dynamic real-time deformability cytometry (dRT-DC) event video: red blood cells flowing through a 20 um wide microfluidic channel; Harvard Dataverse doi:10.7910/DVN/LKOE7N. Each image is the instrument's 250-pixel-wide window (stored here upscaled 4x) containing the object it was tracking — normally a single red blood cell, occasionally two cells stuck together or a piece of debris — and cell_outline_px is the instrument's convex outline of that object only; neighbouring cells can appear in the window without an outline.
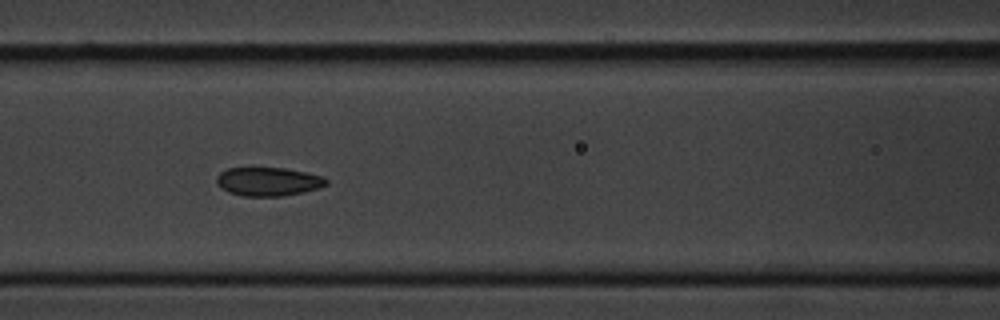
{"species": "common noctule bat (a hibernating species)", "species_latin": "Nyctalus noctula", "temperature_condition": "cold", "stored_images_in_passage": 11, "camera_frame_rate_fps": 3000, "um_per_image_px": 0.085, "animal": {"sex": "male", "body_mass_g": 20.1, "forearm_length_mm": 53.5}, "frame": {"image": 1, "passage_image": 7, "time_ms": 7.667, "image_size_px": [1000, 320], "cell_outline_px": [[328, 184], [304, 192], [280, 196], [240, 196], [228, 192], [220, 188], [216, 184], [216, 176], [220, 172], [228, 168], [284, 168], [324, 176], [328, 180]], "centroid_in_image_um": [22.76, 15.44], "position_along_channel_um": 143.8, "area_um2": 18.38}}
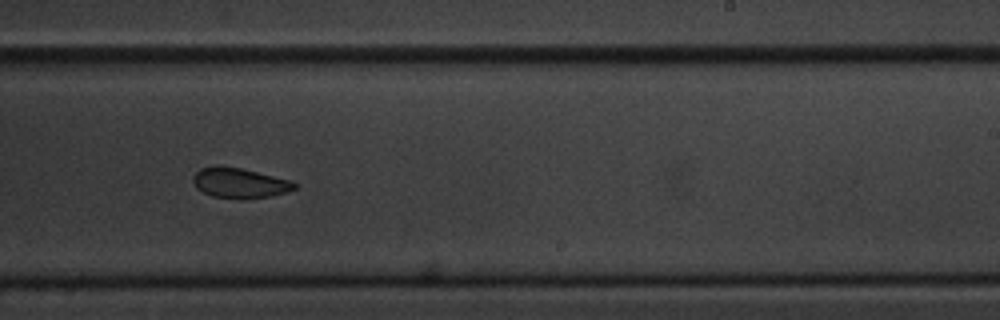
{"frame": {"image": 2, "passage_image": 10, "time_ms": 11.333, "image_size_px": [1000, 320], "cell_outline_px": [[296, 188], [284, 192], [268, 196], [212, 196], [196, 188], [192, 180], [192, 176], [200, 168], [216, 164], [220, 164], [240, 168], [292, 180], [296, 184]], "centroid_in_image_um": [20.3, 15.48], "position_along_channel_um": 268.7, "area_um2": 17.22}}
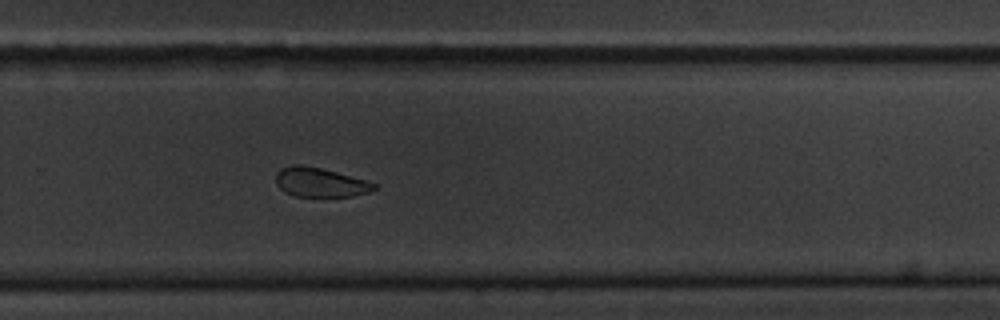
{"frame": {"image": 3, "passage_image": 11, "time_ms": 12.333, "image_size_px": [1000, 320], "cell_outline_px": [[376, 188], [368, 192], [352, 196], [296, 196], [284, 192], [276, 184], [276, 172], [280, 168], [292, 164], [304, 164], [336, 172], [364, 180], [376, 184]], "centroid_in_image_um": [27.14, 15.48], "position_along_channel_um": 302.7, "area_um2": 16.65}}